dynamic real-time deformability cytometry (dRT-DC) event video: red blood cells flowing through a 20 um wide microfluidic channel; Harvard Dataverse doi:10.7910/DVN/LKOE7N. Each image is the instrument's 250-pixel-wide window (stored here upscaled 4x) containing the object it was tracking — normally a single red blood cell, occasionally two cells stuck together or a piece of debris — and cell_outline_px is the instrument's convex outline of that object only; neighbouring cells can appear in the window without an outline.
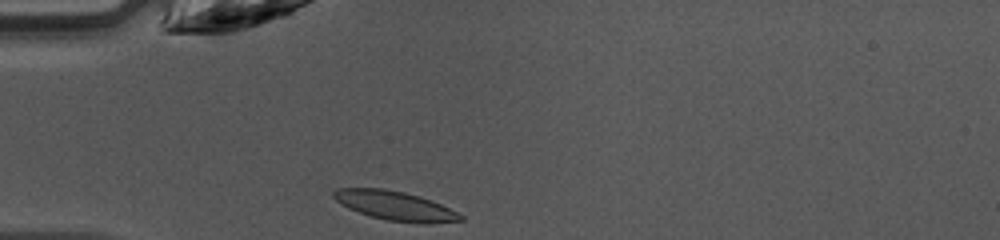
{"species": "common noctule bat (a hibernating species)", "species_latin": "Nyctalus noctula", "temperature_condition": "warm", "stored_images_in_passage": 35, "camera_frame_rate_fps": 3000, "um_per_image_px": 0.085, "animal": {"sex": "female", "body_mass_g": 10.0, "forearm_length_mm": 53.1}, "frame": {"image": 1, "passage_image": 1, "time_ms": 0.0, "image_size_px": [1000, 240], "cell_outline_px": [[464, 220], [424, 224], [420, 224], [388, 220], [372, 216], [348, 208], [336, 200], [332, 196], [332, 192], [336, 188], [384, 188], [404, 192], [420, 196], [432, 200], [464, 216]], "centroid_in_image_um": [33.59, 17.48], "position_along_channel_um": 51.4, "area_um2": 21.5}}
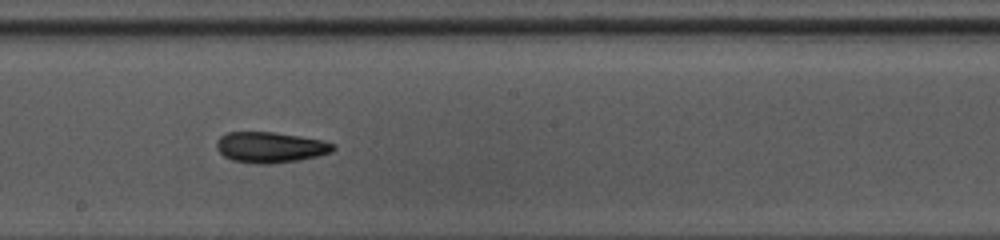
{"frame": {"image": 2, "passage_image": 14, "time_ms": 4.333, "image_size_px": [1000, 240], "cell_outline_px": [[336, 148], [332, 152], [300, 160], [268, 164], [256, 164], [232, 160], [224, 156], [216, 148], [216, 140], [224, 132], [276, 132], [324, 140], [336, 144]], "centroid_in_image_um": [22.98, 12.51], "position_along_channel_um": 225.2, "area_um2": 21.15}}
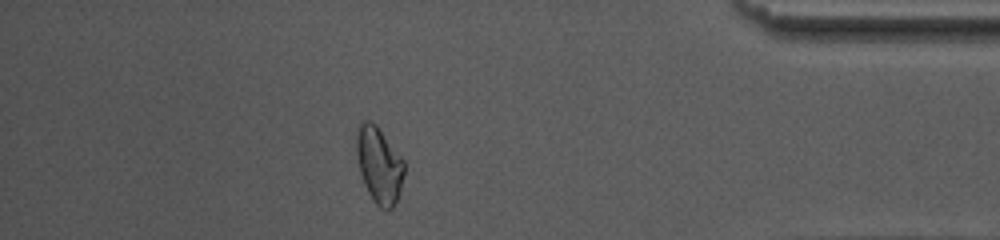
{"frame": {"image": 3, "passage_image": 29, "time_ms": 9.333, "image_size_px": [1000, 240], "cell_outline_px": [[404, 172], [400, 192], [392, 208], [380, 208], [372, 200], [364, 184], [360, 172], [356, 156], [356, 132], [360, 124], [364, 120], [368, 120], [376, 124], [404, 160]], "centroid_in_image_um": [32.21, 14.01], "position_along_channel_um": 403.0, "area_um2": 21.15}, "authors_computed_cell_mechanics": {"area_um2": 20.6924, "velocity_mm_per_s": 4.2362, "shape_relaxation_time_tau1_ms": null, "shape_relaxation_time_tau2_ms": 3.3212, "deformation_change_tau1": null, "deformation_change_tau2": 0.1071}}